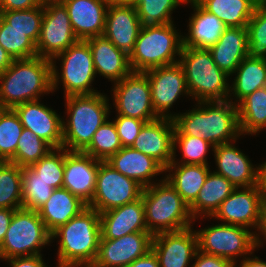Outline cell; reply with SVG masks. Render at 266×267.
Listing matches in <instances>:
<instances>
[{
  "instance_id": "10",
  "label": "cell",
  "mask_w": 266,
  "mask_h": 267,
  "mask_svg": "<svg viewBox=\"0 0 266 267\" xmlns=\"http://www.w3.org/2000/svg\"><path fill=\"white\" fill-rule=\"evenodd\" d=\"M198 250L237 263V256L250 255L260 247V235L248 228L231 224H217L196 231ZM255 233V234H254ZM253 251V252H252Z\"/></svg>"
},
{
  "instance_id": "20",
  "label": "cell",
  "mask_w": 266,
  "mask_h": 267,
  "mask_svg": "<svg viewBox=\"0 0 266 267\" xmlns=\"http://www.w3.org/2000/svg\"><path fill=\"white\" fill-rule=\"evenodd\" d=\"M174 132L173 119L159 117L143 125L131 147L152 157L165 169L173 159Z\"/></svg>"
},
{
  "instance_id": "15",
  "label": "cell",
  "mask_w": 266,
  "mask_h": 267,
  "mask_svg": "<svg viewBox=\"0 0 266 267\" xmlns=\"http://www.w3.org/2000/svg\"><path fill=\"white\" fill-rule=\"evenodd\" d=\"M143 73L149 80L154 111L159 117L173 118V114L168 110L180 95H189L182 66L175 63Z\"/></svg>"
},
{
  "instance_id": "22",
  "label": "cell",
  "mask_w": 266,
  "mask_h": 267,
  "mask_svg": "<svg viewBox=\"0 0 266 267\" xmlns=\"http://www.w3.org/2000/svg\"><path fill=\"white\" fill-rule=\"evenodd\" d=\"M141 25L133 5H109L103 36L119 50L130 55L138 38Z\"/></svg>"
},
{
  "instance_id": "8",
  "label": "cell",
  "mask_w": 266,
  "mask_h": 267,
  "mask_svg": "<svg viewBox=\"0 0 266 267\" xmlns=\"http://www.w3.org/2000/svg\"><path fill=\"white\" fill-rule=\"evenodd\" d=\"M60 58L62 60L60 66L62 69L59 73L54 59L60 60ZM51 67L52 92L58 89V83L62 81L65 97L70 95H91L98 93L96 92L97 90L91 88V84L97 74L90 46L86 40H78L67 50L53 57L51 59Z\"/></svg>"
},
{
  "instance_id": "48",
  "label": "cell",
  "mask_w": 266,
  "mask_h": 267,
  "mask_svg": "<svg viewBox=\"0 0 266 267\" xmlns=\"http://www.w3.org/2000/svg\"><path fill=\"white\" fill-rule=\"evenodd\" d=\"M42 3L43 0H0V11L27 10Z\"/></svg>"
},
{
  "instance_id": "21",
  "label": "cell",
  "mask_w": 266,
  "mask_h": 267,
  "mask_svg": "<svg viewBox=\"0 0 266 267\" xmlns=\"http://www.w3.org/2000/svg\"><path fill=\"white\" fill-rule=\"evenodd\" d=\"M214 157L218 170L235 188L259 185V166L254 167L250 159L232 142L214 146Z\"/></svg>"
},
{
  "instance_id": "35",
  "label": "cell",
  "mask_w": 266,
  "mask_h": 267,
  "mask_svg": "<svg viewBox=\"0 0 266 267\" xmlns=\"http://www.w3.org/2000/svg\"><path fill=\"white\" fill-rule=\"evenodd\" d=\"M0 208H22V167L0 162Z\"/></svg>"
},
{
  "instance_id": "17",
  "label": "cell",
  "mask_w": 266,
  "mask_h": 267,
  "mask_svg": "<svg viewBox=\"0 0 266 267\" xmlns=\"http://www.w3.org/2000/svg\"><path fill=\"white\" fill-rule=\"evenodd\" d=\"M22 126L47 142L53 149L63 148V119L40 100L18 104L12 108Z\"/></svg>"
},
{
  "instance_id": "23",
  "label": "cell",
  "mask_w": 266,
  "mask_h": 267,
  "mask_svg": "<svg viewBox=\"0 0 266 267\" xmlns=\"http://www.w3.org/2000/svg\"><path fill=\"white\" fill-rule=\"evenodd\" d=\"M67 8L78 40L102 36L108 3L105 0H60Z\"/></svg>"
},
{
  "instance_id": "28",
  "label": "cell",
  "mask_w": 266,
  "mask_h": 267,
  "mask_svg": "<svg viewBox=\"0 0 266 267\" xmlns=\"http://www.w3.org/2000/svg\"><path fill=\"white\" fill-rule=\"evenodd\" d=\"M106 162L124 176L137 181L144 188L153 184L151 179L155 175L165 172V169L152 157L132 147H122Z\"/></svg>"
},
{
  "instance_id": "53",
  "label": "cell",
  "mask_w": 266,
  "mask_h": 267,
  "mask_svg": "<svg viewBox=\"0 0 266 267\" xmlns=\"http://www.w3.org/2000/svg\"><path fill=\"white\" fill-rule=\"evenodd\" d=\"M239 267H266V262L263 260H260L257 256L254 258L245 257L242 261H240Z\"/></svg>"
},
{
  "instance_id": "29",
  "label": "cell",
  "mask_w": 266,
  "mask_h": 267,
  "mask_svg": "<svg viewBox=\"0 0 266 267\" xmlns=\"http://www.w3.org/2000/svg\"><path fill=\"white\" fill-rule=\"evenodd\" d=\"M87 204L64 188L55 189L50 198L37 210L52 234L60 226L79 215Z\"/></svg>"
},
{
  "instance_id": "25",
  "label": "cell",
  "mask_w": 266,
  "mask_h": 267,
  "mask_svg": "<svg viewBox=\"0 0 266 267\" xmlns=\"http://www.w3.org/2000/svg\"><path fill=\"white\" fill-rule=\"evenodd\" d=\"M90 46L96 74L118 82L133 71L129 55L119 50L109 39L102 36L86 39Z\"/></svg>"
},
{
  "instance_id": "41",
  "label": "cell",
  "mask_w": 266,
  "mask_h": 267,
  "mask_svg": "<svg viewBox=\"0 0 266 267\" xmlns=\"http://www.w3.org/2000/svg\"><path fill=\"white\" fill-rule=\"evenodd\" d=\"M122 148L117 130L113 121L107 120L94 133L90 145L83 151L101 161H107Z\"/></svg>"
},
{
  "instance_id": "33",
  "label": "cell",
  "mask_w": 266,
  "mask_h": 267,
  "mask_svg": "<svg viewBox=\"0 0 266 267\" xmlns=\"http://www.w3.org/2000/svg\"><path fill=\"white\" fill-rule=\"evenodd\" d=\"M241 135L259 133L266 128V88H260L237 103Z\"/></svg>"
},
{
  "instance_id": "49",
  "label": "cell",
  "mask_w": 266,
  "mask_h": 267,
  "mask_svg": "<svg viewBox=\"0 0 266 267\" xmlns=\"http://www.w3.org/2000/svg\"><path fill=\"white\" fill-rule=\"evenodd\" d=\"M10 267H47L41 255L13 257L5 259Z\"/></svg>"
},
{
  "instance_id": "4",
  "label": "cell",
  "mask_w": 266,
  "mask_h": 267,
  "mask_svg": "<svg viewBox=\"0 0 266 267\" xmlns=\"http://www.w3.org/2000/svg\"><path fill=\"white\" fill-rule=\"evenodd\" d=\"M65 98L69 118L67 123L63 120V148L83 152L109 117V98L100 92Z\"/></svg>"
},
{
  "instance_id": "52",
  "label": "cell",
  "mask_w": 266,
  "mask_h": 267,
  "mask_svg": "<svg viewBox=\"0 0 266 267\" xmlns=\"http://www.w3.org/2000/svg\"><path fill=\"white\" fill-rule=\"evenodd\" d=\"M14 59L6 52V50L0 45V73L4 72Z\"/></svg>"
},
{
  "instance_id": "42",
  "label": "cell",
  "mask_w": 266,
  "mask_h": 267,
  "mask_svg": "<svg viewBox=\"0 0 266 267\" xmlns=\"http://www.w3.org/2000/svg\"><path fill=\"white\" fill-rule=\"evenodd\" d=\"M53 148L30 130L23 129L19 138L16 153L10 163L28 167L46 156Z\"/></svg>"
},
{
  "instance_id": "30",
  "label": "cell",
  "mask_w": 266,
  "mask_h": 267,
  "mask_svg": "<svg viewBox=\"0 0 266 267\" xmlns=\"http://www.w3.org/2000/svg\"><path fill=\"white\" fill-rule=\"evenodd\" d=\"M173 170L174 172H172ZM165 172H169V174L164 178L190 206L197 198L210 168L199 164H182L173 157L171 163L165 168Z\"/></svg>"
},
{
  "instance_id": "39",
  "label": "cell",
  "mask_w": 266,
  "mask_h": 267,
  "mask_svg": "<svg viewBox=\"0 0 266 267\" xmlns=\"http://www.w3.org/2000/svg\"><path fill=\"white\" fill-rule=\"evenodd\" d=\"M0 45L14 60L37 56L36 45L26 36V33L12 28L1 16Z\"/></svg>"
},
{
  "instance_id": "43",
  "label": "cell",
  "mask_w": 266,
  "mask_h": 267,
  "mask_svg": "<svg viewBox=\"0 0 266 267\" xmlns=\"http://www.w3.org/2000/svg\"><path fill=\"white\" fill-rule=\"evenodd\" d=\"M64 161L65 148H56L29 167L52 188L60 189L64 178Z\"/></svg>"
},
{
  "instance_id": "14",
  "label": "cell",
  "mask_w": 266,
  "mask_h": 267,
  "mask_svg": "<svg viewBox=\"0 0 266 267\" xmlns=\"http://www.w3.org/2000/svg\"><path fill=\"white\" fill-rule=\"evenodd\" d=\"M263 209L264 200L259 185L239 187L232 191L211 217L220 219L224 224L257 228L259 232Z\"/></svg>"
},
{
  "instance_id": "11",
  "label": "cell",
  "mask_w": 266,
  "mask_h": 267,
  "mask_svg": "<svg viewBox=\"0 0 266 267\" xmlns=\"http://www.w3.org/2000/svg\"><path fill=\"white\" fill-rule=\"evenodd\" d=\"M144 187L124 176L106 161L99 160L96 187L88 207L99 213L120 207L141 198Z\"/></svg>"
},
{
  "instance_id": "27",
  "label": "cell",
  "mask_w": 266,
  "mask_h": 267,
  "mask_svg": "<svg viewBox=\"0 0 266 267\" xmlns=\"http://www.w3.org/2000/svg\"><path fill=\"white\" fill-rule=\"evenodd\" d=\"M209 51L216 65L227 75L234 74L248 56L247 27H227Z\"/></svg>"
},
{
  "instance_id": "47",
  "label": "cell",
  "mask_w": 266,
  "mask_h": 267,
  "mask_svg": "<svg viewBox=\"0 0 266 267\" xmlns=\"http://www.w3.org/2000/svg\"><path fill=\"white\" fill-rule=\"evenodd\" d=\"M195 262L191 267H236L232 261L215 255H210L197 250L194 256Z\"/></svg>"
},
{
  "instance_id": "9",
  "label": "cell",
  "mask_w": 266,
  "mask_h": 267,
  "mask_svg": "<svg viewBox=\"0 0 266 267\" xmlns=\"http://www.w3.org/2000/svg\"><path fill=\"white\" fill-rule=\"evenodd\" d=\"M51 242V233L37 211L17 209L0 245V259L41 255L39 249Z\"/></svg>"
},
{
  "instance_id": "12",
  "label": "cell",
  "mask_w": 266,
  "mask_h": 267,
  "mask_svg": "<svg viewBox=\"0 0 266 267\" xmlns=\"http://www.w3.org/2000/svg\"><path fill=\"white\" fill-rule=\"evenodd\" d=\"M77 41L64 4L60 0L44 1V16L36 43L37 56L51 60Z\"/></svg>"
},
{
  "instance_id": "45",
  "label": "cell",
  "mask_w": 266,
  "mask_h": 267,
  "mask_svg": "<svg viewBox=\"0 0 266 267\" xmlns=\"http://www.w3.org/2000/svg\"><path fill=\"white\" fill-rule=\"evenodd\" d=\"M248 56L266 59V5L255 9L247 24Z\"/></svg>"
},
{
  "instance_id": "57",
  "label": "cell",
  "mask_w": 266,
  "mask_h": 267,
  "mask_svg": "<svg viewBox=\"0 0 266 267\" xmlns=\"http://www.w3.org/2000/svg\"><path fill=\"white\" fill-rule=\"evenodd\" d=\"M251 2L256 8L266 5V0H248Z\"/></svg>"
},
{
  "instance_id": "7",
  "label": "cell",
  "mask_w": 266,
  "mask_h": 267,
  "mask_svg": "<svg viewBox=\"0 0 266 267\" xmlns=\"http://www.w3.org/2000/svg\"><path fill=\"white\" fill-rule=\"evenodd\" d=\"M175 29L173 23L141 28L129 55L132 71L145 72L178 63L175 56L181 54L183 37Z\"/></svg>"
},
{
  "instance_id": "40",
  "label": "cell",
  "mask_w": 266,
  "mask_h": 267,
  "mask_svg": "<svg viewBox=\"0 0 266 267\" xmlns=\"http://www.w3.org/2000/svg\"><path fill=\"white\" fill-rule=\"evenodd\" d=\"M0 16L12 28L26 33V36L36 45L44 16V1L40 6L27 10L0 11Z\"/></svg>"
},
{
  "instance_id": "32",
  "label": "cell",
  "mask_w": 266,
  "mask_h": 267,
  "mask_svg": "<svg viewBox=\"0 0 266 267\" xmlns=\"http://www.w3.org/2000/svg\"><path fill=\"white\" fill-rule=\"evenodd\" d=\"M235 79L229 86V98L234 94L238 103L255 90L264 88L266 81V59L247 56L235 70ZM232 92V93H231Z\"/></svg>"
},
{
  "instance_id": "38",
  "label": "cell",
  "mask_w": 266,
  "mask_h": 267,
  "mask_svg": "<svg viewBox=\"0 0 266 267\" xmlns=\"http://www.w3.org/2000/svg\"><path fill=\"white\" fill-rule=\"evenodd\" d=\"M54 190L49 183L37 177L29 166L22 167V208L37 211Z\"/></svg>"
},
{
  "instance_id": "18",
  "label": "cell",
  "mask_w": 266,
  "mask_h": 267,
  "mask_svg": "<svg viewBox=\"0 0 266 267\" xmlns=\"http://www.w3.org/2000/svg\"><path fill=\"white\" fill-rule=\"evenodd\" d=\"M192 228L153 236L152 250L160 267H187L190 259H194L198 250V237Z\"/></svg>"
},
{
  "instance_id": "50",
  "label": "cell",
  "mask_w": 266,
  "mask_h": 267,
  "mask_svg": "<svg viewBox=\"0 0 266 267\" xmlns=\"http://www.w3.org/2000/svg\"><path fill=\"white\" fill-rule=\"evenodd\" d=\"M127 267H160L159 261L153 250L149 251L146 255L134 260Z\"/></svg>"
},
{
  "instance_id": "26",
  "label": "cell",
  "mask_w": 266,
  "mask_h": 267,
  "mask_svg": "<svg viewBox=\"0 0 266 267\" xmlns=\"http://www.w3.org/2000/svg\"><path fill=\"white\" fill-rule=\"evenodd\" d=\"M195 11L189 18L188 35L183 37V47L209 50L219 40L227 26L215 15L205 10L196 0H187Z\"/></svg>"
},
{
  "instance_id": "56",
  "label": "cell",
  "mask_w": 266,
  "mask_h": 267,
  "mask_svg": "<svg viewBox=\"0 0 266 267\" xmlns=\"http://www.w3.org/2000/svg\"><path fill=\"white\" fill-rule=\"evenodd\" d=\"M259 230L260 235L262 234V236L264 237L263 239L266 240V214H262L261 225Z\"/></svg>"
},
{
  "instance_id": "5",
  "label": "cell",
  "mask_w": 266,
  "mask_h": 267,
  "mask_svg": "<svg viewBox=\"0 0 266 267\" xmlns=\"http://www.w3.org/2000/svg\"><path fill=\"white\" fill-rule=\"evenodd\" d=\"M160 182L145 187L141 196L148 232L154 236L193 226L189 205L165 178Z\"/></svg>"
},
{
  "instance_id": "37",
  "label": "cell",
  "mask_w": 266,
  "mask_h": 267,
  "mask_svg": "<svg viewBox=\"0 0 266 267\" xmlns=\"http://www.w3.org/2000/svg\"><path fill=\"white\" fill-rule=\"evenodd\" d=\"M24 127L12 108L0 112V162H10L16 153L17 144Z\"/></svg>"
},
{
  "instance_id": "24",
  "label": "cell",
  "mask_w": 266,
  "mask_h": 267,
  "mask_svg": "<svg viewBox=\"0 0 266 267\" xmlns=\"http://www.w3.org/2000/svg\"><path fill=\"white\" fill-rule=\"evenodd\" d=\"M101 239H117L134 232H148L142 197L100 213Z\"/></svg>"
},
{
  "instance_id": "3",
  "label": "cell",
  "mask_w": 266,
  "mask_h": 267,
  "mask_svg": "<svg viewBox=\"0 0 266 267\" xmlns=\"http://www.w3.org/2000/svg\"><path fill=\"white\" fill-rule=\"evenodd\" d=\"M51 60L43 57L13 60L0 73V104L3 108L40 100L52 92Z\"/></svg>"
},
{
  "instance_id": "44",
  "label": "cell",
  "mask_w": 266,
  "mask_h": 267,
  "mask_svg": "<svg viewBox=\"0 0 266 267\" xmlns=\"http://www.w3.org/2000/svg\"><path fill=\"white\" fill-rule=\"evenodd\" d=\"M179 144V145H178ZM177 145L183 153L182 164H199L208 166L207 151L214 146L202 137H192L188 135H174L173 137V157H176Z\"/></svg>"
},
{
  "instance_id": "13",
  "label": "cell",
  "mask_w": 266,
  "mask_h": 267,
  "mask_svg": "<svg viewBox=\"0 0 266 267\" xmlns=\"http://www.w3.org/2000/svg\"><path fill=\"white\" fill-rule=\"evenodd\" d=\"M113 100L118 115L150 122L159 118L154 111L148 77L132 72L114 83Z\"/></svg>"
},
{
  "instance_id": "46",
  "label": "cell",
  "mask_w": 266,
  "mask_h": 267,
  "mask_svg": "<svg viewBox=\"0 0 266 267\" xmlns=\"http://www.w3.org/2000/svg\"><path fill=\"white\" fill-rule=\"evenodd\" d=\"M113 122L122 147H131L139 135L141 128L146 123V121L122 115H116V119Z\"/></svg>"
},
{
  "instance_id": "58",
  "label": "cell",
  "mask_w": 266,
  "mask_h": 267,
  "mask_svg": "<svg viewBox=\"0 0 266 267\" xmlns=\"http://www.w3.org/2000/svg\"><path fill=\"white\" fill-rule=\"evenodd\" d=\"M263 200H264L263 214H266V196H263Z\"/></svg>"
},
{
  "instance_id": "1",
  "label": "cell",
  "mask_w": 266,
  "mask_h": 267,
  "mask_svg": "<svg viewBox=\"0 0 266 267\" xmlns=\"http://www.w3.org/2000/svg\"><path fill=\"white\" fill-rule=\"evenodd\" d=\"M230 100L198 101V108L173 114L174 135L202 137L213 146L236 142L241 132L237 104Z\"/></svg>"
},
{
  "instance_id": "16",
  "label": "cell",
  "mask_w": 266,
  "mask_h": 267,
  "mask_svg": "<svg viewBox=\"0 0 266 267\" xmlns=\"http://www.w3.org/2000/svg\"><path fill=\"white\" fill-rule=\"evenodd\" d=\"M153 235L134 232L117 239H100L98 254L91 267H127L152 250Z\"/></svg>"
},
{
  "instance_id": "6",
  "label": "cell",
  "mask_w": 266,
  "mask_h": 267,
  "mask_svg": "<svg viewBox=\"0 0 266 267\" xmlns=\"http://www.w3.org/2000/svg\"><path fill=\"white\" fill-rule=\"evenodd\" d=\"M179 58L189 96L197 102L229 99V75L216 65L209 50L183 47Z\"/></svg>"
},
{
  "instance_id": "55",
  "label": "cell",
  "mask_w": 266,
  "mask_h": 267,
  "mask_svg": "<svg viewBox=\"0 0 266 267\" xmlns=\"http://www.w3.org/2000/svg\"><path fill=\"white\" fill-rule=\"evenodd\" d=\"M108 5H135L137 0H105Z\"/></svg>"
},
{
  "instance_id": "34",
  "label": "cell",
  "mask_w": 266,
  "mask_h": 267,
  "mask_svg": "<svg viewBox=\"0 0 266 267\" xmlns=\"http://www.w3.org/2000/svg\"><path fill=\"white\" fill-rule=\"evenodd\" d=\"M227 27H247L256 7L248 0H196Z\"/></svg>"
},
{
  "instance_id": "51",
  "label": "cell",
  "mask_w": 266,
  "mask_h": 267,
  "mask_svg": "<svg viewBox=\"0 0 266 267\" xmlns=\"http://www.w3.org/2000/svg\"><path fill=\"white\" fill-rule=\"evenodd\" d=\"M15 210L8 208H0V245L2 244L6 231L9 228L13 213Z\"/></svg>"
},
{
  "instance_id": "54",
  "label": "cell",
  "mask_w": 266,
  "mask_h": 267,
  "mask_svg": "<svg viewBox=\"0 0 266 267\" xmlns=\"http://www.w3.org/2000/svg\"><path fill=\"white\" fill-rule=\"evenodd\" d=\"M259 186L262 196H266V162L259 165Z\"/></svg>"
},
{
  "instance_id": "19",
  "label": "cell",
  "mask_w": 266,
  "mask_h": 267,
  "mask_svg": "<svg viewBox=\"0 0 266 267\" xmlns=\"http://www.w3.org/2000/svg\"><path fill=\"white\" fill-rule=\"evenodd\" d=\"M98 169V159L81 151L65 149L62 188L67 189L88 205L95 191Z\"/></svg>"
},
{
  "instance_id": "36",
  "label": "cell",
  "mask_w": 266,
  "mask_h": 267,
  "mask_svg": "<svg viewBox=\"0 0 266 267\" xmlns=\"http://www.w3.org/2000/svg\"><path fill=\"white\" fill-rule=\"evenodd\" d=\"M187 0H137V10L141 28L157 27L173 23L172 11Z\"/></svg>"
},
{
  "instance_id": "31",
  "label": "cell",
  "mask_w": 266,
  "mask_h": 267,
  "mask_svg": "<svg viewBox=\"0 0 266 267\" xmlns=\"http://www.w3.org/2000/svg\"><path fill=\"white\" fill-rule=\"evenodd\" d=\"M235 189L234 185L224 176L209 172L195 201L189 206L192 217L197 219L200 214L203 218L211 217L220 204Z\"/></svg>"
},
{
  "instance_id": "2",
  "label": "cell",
  "mask_w": 266,
  "mask_h": 267,
  "mask_svg": "<svg viewBox=\"0 0 266 267\" xmlns=\"http://www.w3.org/2000/svg\"><path fill=\"white\" fill-rule=\"evenodd\" d=\"M60 238L58 267H91L101 239L100 213L90 207L51 234Z\"/></svg>"
}]
</instances>
